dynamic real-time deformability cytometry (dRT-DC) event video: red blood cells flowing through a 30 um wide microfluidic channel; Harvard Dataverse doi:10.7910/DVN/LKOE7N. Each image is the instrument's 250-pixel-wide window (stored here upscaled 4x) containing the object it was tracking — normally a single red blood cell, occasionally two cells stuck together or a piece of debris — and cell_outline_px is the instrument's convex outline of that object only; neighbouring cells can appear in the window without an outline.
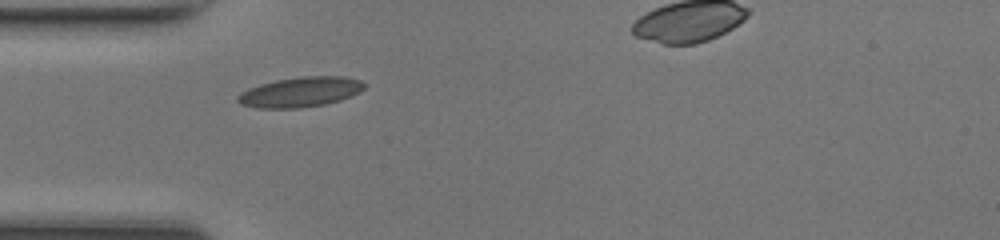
{"species": "common noctule bat (a hibernating species)", "species_latin": "Nyctalus noctula", "temperature_condition": "room temperature", "stored_images_in_passage": 29, "camera_frame_rate_fps": 3000, "um_per_image_px": 0.085, "animal": {"sex": "female", "body_mass_g": 17.0, "forearm_length_mm": 48.0}, "frame": {"image": 1, "passage_image": 1, "time_ms": 0.0, "image_size_px": [1000, 240], "cell_outline_px": [[368, 84], [360, 92], [340, 100], [324, 104], [296, 108], [256, 108], [240, 104], [236, 100], [236, 96], [240, 92], [248, 88], [260, 84], [276, 80], [304, 76], [344, 76], [360, 80]], "centroid_in_image_um": [25.52, 7.82], "position_along_channel_um": 59.5, "area_um2": 22.25}}
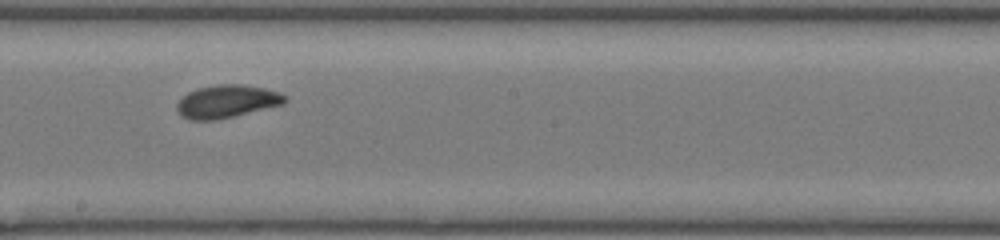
{"frame": {"image": 2, "passage_image": 13, "time_ms": 4.0, "image_size_px": [1000, 240], "cell_outline_px": [[288, 100], [284, 104], [216, 120], [188, 120], [180, 116], [176, 108], [176, 104], [188, 92], [196, 88], [216, 84], [240, 84], [264, 88], [280, 92], [288, 96]], "centroid_in_image_um": [19.28, 8.62], "position_along_channel_um": 228.9, "area_um2": 20.87}}
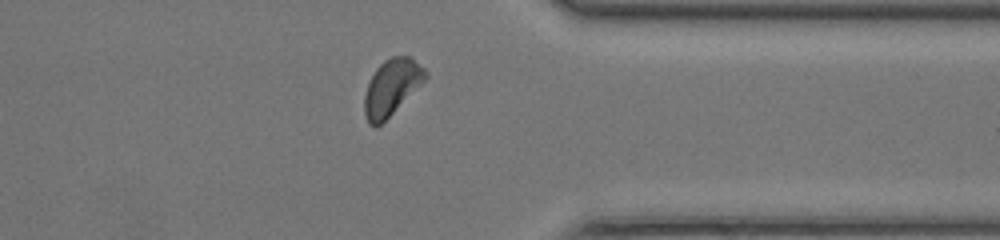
{"frame": {"image": 3, "passage_image": 24, "time_ms": 7.667, "image_size_px": [1000, 240], "cell_outline_px": [[428, 76], [376, 128], [368, 124], [364, 116], [364, 96], [368, 84], [376, 68], [384, 60], [392, 56], [408, 56], [424, 68], [428, 72]], "centroid_in_image_um": [33.25, 7.41], "position_along_channel_um": 378.2, "area_um2": 19.36}}